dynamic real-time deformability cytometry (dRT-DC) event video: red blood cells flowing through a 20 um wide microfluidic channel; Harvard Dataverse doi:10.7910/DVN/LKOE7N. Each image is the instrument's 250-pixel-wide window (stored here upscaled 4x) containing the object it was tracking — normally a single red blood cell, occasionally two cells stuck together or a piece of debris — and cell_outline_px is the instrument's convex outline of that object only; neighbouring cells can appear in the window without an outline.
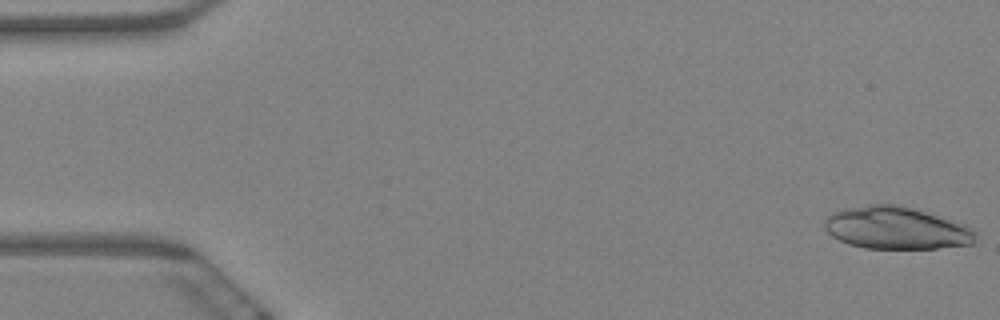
{"species": "Egyptian fruit bat (a non-hibernating species)", "species_latin": "Rousettus aegyptiacus", "temperature_condition": "warm", "stored_images_in_passage": 7, "camera_frame_rate_fps": 3000, "um_per_image_px": 0.085, "animal": {"sex": "female"}, "frame": {"image": 1, "passage_image": 1, "time_ms": 0.0, "image_size_px": [1000, 320], "cell_outline_px": [[976, 236], [972, 244], [936, 248], [864, 248], [848, 244], [832, 236], [824, 228], [824, 220], [832, 212], [848, 208], [868, 204], [900, 204], [968, 224], [976, 232]], "centroid_in_image_um": [76.2, 19.37], "position_along_channel_um": 8.8, "area_um2": 37.51}}